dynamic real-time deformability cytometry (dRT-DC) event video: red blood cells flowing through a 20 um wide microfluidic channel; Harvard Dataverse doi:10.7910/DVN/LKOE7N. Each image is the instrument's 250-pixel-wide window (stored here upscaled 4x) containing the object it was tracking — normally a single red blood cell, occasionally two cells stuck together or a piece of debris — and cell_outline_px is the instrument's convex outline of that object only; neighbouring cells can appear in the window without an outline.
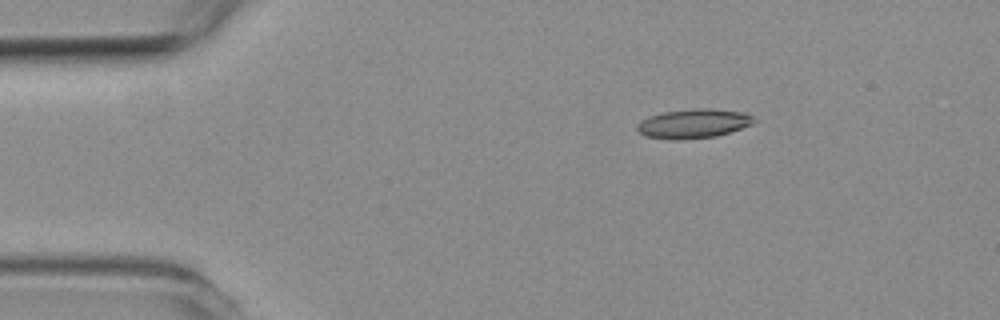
{"species": "common noctule bat (a hibernating species)", "species_latin": "Nyctalus noctula", "temperature_condition": "room temperature", "stored_images_in_passage": 4, "camera_frame_rate_fps": 3000, "um_per_image_px": 0.085, "animal": {"sex": "female", "body_mass_g": 19.3, "forearm_length_mm": 54.1}, "frame": {"image": 1, "passage_image": 2, "time_ms": 2.0, "image_size_px": [1000, 320], "cell_outline_px": [[756, 120], [752, 124], [716, 136], [648, 136], [640, 132], [636, 128], [636, 124], [640, 120], [648, 116], [664, 112], [696, 108], [712, 108], [744, 112], [752, 116]], "centroid_in_image_um": [59.0, 10.42], "position_along_channel_um": 26.0, "area_um2": 18.79}}